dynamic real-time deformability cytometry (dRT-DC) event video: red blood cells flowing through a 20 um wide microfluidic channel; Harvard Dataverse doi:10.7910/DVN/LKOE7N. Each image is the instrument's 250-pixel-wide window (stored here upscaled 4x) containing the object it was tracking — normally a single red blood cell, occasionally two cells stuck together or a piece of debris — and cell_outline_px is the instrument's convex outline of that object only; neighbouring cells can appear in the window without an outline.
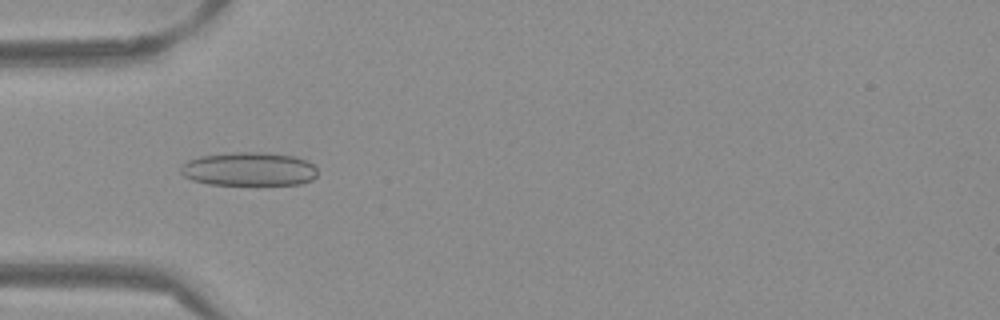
{"species": "Egyptian fruit bat (a non-hibernating species)", "species_latin": "Rousettus aegyptiacus", "temperature_condition": "warm", "stored_images_in_passage": 50, "camera_frame_rate_fps": 3000, "um_per_image_px": 0.085, "frame": {"image": 1, "passage_image": 14, "time_ms": 4.333, "image_size_px": [1000, 320], "cell_outline_px": [[316, 176], [312, 180], [300, 184], [208, 184], [192, 180], [184, 176], [180, 172], [180, 168], [188, 160], [200, 156], [224, 152], [268, 152], [296, 156], [312, 164], [316, 168]], "centroid_in_image_um": [21.15, 14.35], "position_along_channel_um": 63.9, "area_um2": 26.93}}
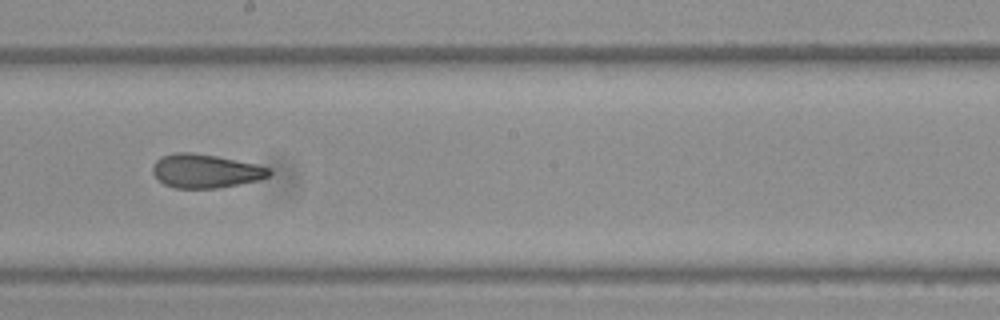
{"frame": {"image": 2, "passage_image": 27, "time_ms": 8.667, "image_size_px": [1000, 320], "cell_outline_px": [[272, 172], [268, 176], [260, 180], [216, 188], [176, 188], [164, 184], [152, 172], [152, 168], [156, 160], [160, 156], [176, 152], [192, 152], [216, 156], [256, 164], [272, 168]], "centroid_in_image_um": [17.47, 14.53], "position_along_channel_um": 230.7, "area_um2": 22.89}}
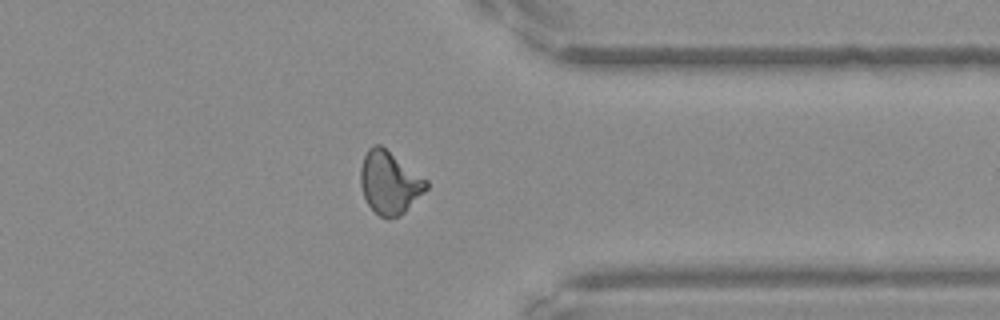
{"frame": {"image": 3, "passage_image": 39, "time_ms": 12.667, "image_size_px": [1000, 320], "cell_outline_px": [[428, 188], [400, 216], [380, 216], [368, 204], [364, 196], [360, 184], [360, 168], [364, 156], [368, 148], [372, 144], [380, 144], [428, 180]], "centroid_in_image_um": [33.1, 15.48], "position_along_channel_um": 378.3, "area_um2": 23.76}, "authors_computed_cell_mechanics": {"area_um2": 23.4379, "velocity_mm_per_s": 3.8571, "shape_relaxation_time_tau1_ms": null, "shape_relaxation_time_tau2_ms": 1.7638, "deformation_change_tau1": null, "deformation_change_tau2": 0.0922}}